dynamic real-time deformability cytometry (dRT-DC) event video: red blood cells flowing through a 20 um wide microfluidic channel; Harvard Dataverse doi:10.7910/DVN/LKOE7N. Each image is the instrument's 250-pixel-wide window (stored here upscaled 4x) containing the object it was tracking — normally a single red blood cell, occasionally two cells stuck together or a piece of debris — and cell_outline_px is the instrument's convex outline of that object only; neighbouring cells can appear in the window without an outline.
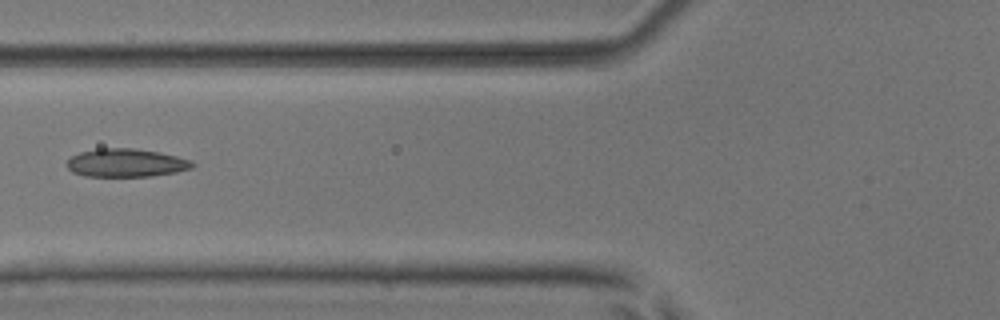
{"species": "common noctule bat (a hibernating species)", "species_latin": "Nyctalus noctula", "temperature_condition": "room temperature", "stored_images_in_passage": 6, "camera_frame_rate_fps": 3000, "um_per_image_px": 0.085, "animal": {"sex": "male", "body_mass_g": 17.9, "forearm_length_mm": 54.2}, "frame": {"image": 1, "passage_image": 6, "time_ms": 6.667, "image_size_px": [1000, 320], "cell_outline_px": [[196, 164], [192, 168], [176, 172], [152, 176], [84, 176], [72, 172], [64, 164], [72, 156], [80, 152], [96, 148], [136, 148], [160, 152], [192, 160]], "centroid_in_image_um": [10.71, 13.84], "position_along_channel_um": 115.1, "area_um2": 20.87}}